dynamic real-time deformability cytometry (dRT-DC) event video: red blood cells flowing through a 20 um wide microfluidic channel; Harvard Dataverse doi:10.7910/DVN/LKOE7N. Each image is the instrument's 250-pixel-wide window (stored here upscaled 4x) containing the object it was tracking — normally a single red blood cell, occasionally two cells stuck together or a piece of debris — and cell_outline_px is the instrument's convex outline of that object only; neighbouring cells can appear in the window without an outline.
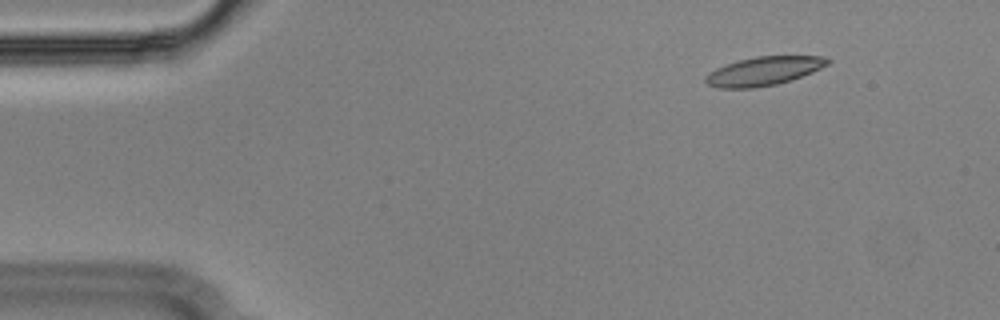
{"species": "Egyptian fruit bat (a non-hibernating species)", "species_latin": "Rousettus aegyptiacus", "temperature_condition": "cold", "stored_images_in_passage": 52, "camera_frame_rate_fps": 3000, "um_per_image_px": 0.085, "animal": {"sex": "male"}, "frame": {"image": 1, "passage_image": 3, "time_ms": 0.667, "image_size_px": [1000, 320], "cell_outline_px": [[832, 60], [828, 64], [812, 72], [792, 80], [776, 84], [756, 88], [716, 88], [708, 84], [704, 80], [704, 76], [708, 72], [716, 68], [740, 60], [756, 56], [820, 56]], "centroid_in_image_um": [64.89, 6.05], "position_along_channel_um": 20.1, "area_um2": 20.4}}
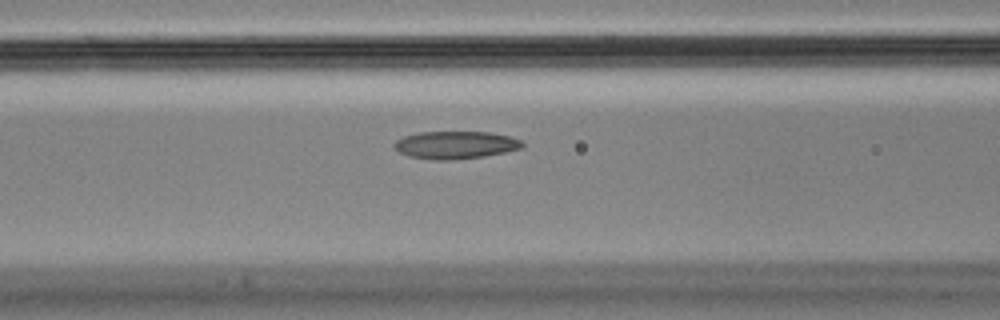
{"frame": {"image": 2, "passage_image": 19, "time_ms": 6.0, "image_size_px": [1000, 320], "cell_outline_px": [[524, 148], [484, 156], [444, 160], [436, 160], [408, 156], [400, 152], [392, 144], [396, 140], [404, 136], [420, 132], [488, 132], [512, 136], [520, 140], [524, 144]], "centroid_in_image_um": [38.73, 12.31], "position_along_channel_um": 127.9, "area_um2": 20.52}}
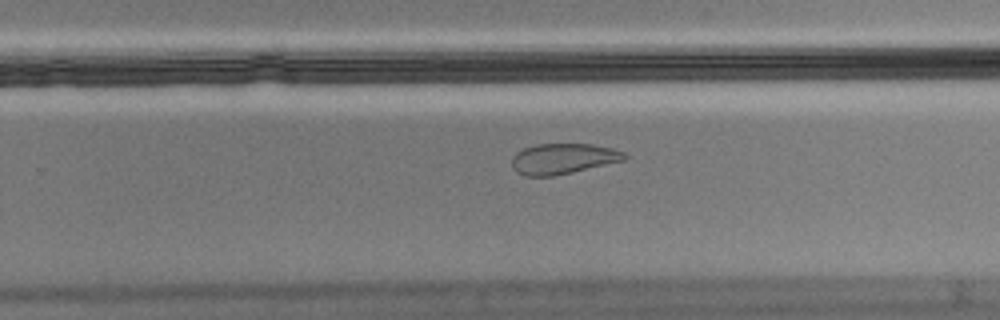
{"frame": {"image": 3, "passage_image": 32, "time_ms": 10.333, "image_size_px": [1000, 320], "cell_outline_px": [[628, 156], [624, 160], [556, 176], [524, 176], [516, 172], [512, 168], [512, 156], [516, 152], [524, 148], [536, 144], [592, 144], [612, 148], [624, 152]], "centroid_in_image_um": [47.83, 13.49], "position_along_channel_um": 282.0, "area_um2": 20.17}, "authors_computed_cell_mechanics": {"area_um2": 21.2415, "velocity_mm_per_s": 3.5628, "shape_relaxation_time_tau1_ms": null, "shape_relaxation_time_tau2_ms": 1.321, "deformation_change_tau1": null, "deformation_change_tau2": 0.068}}